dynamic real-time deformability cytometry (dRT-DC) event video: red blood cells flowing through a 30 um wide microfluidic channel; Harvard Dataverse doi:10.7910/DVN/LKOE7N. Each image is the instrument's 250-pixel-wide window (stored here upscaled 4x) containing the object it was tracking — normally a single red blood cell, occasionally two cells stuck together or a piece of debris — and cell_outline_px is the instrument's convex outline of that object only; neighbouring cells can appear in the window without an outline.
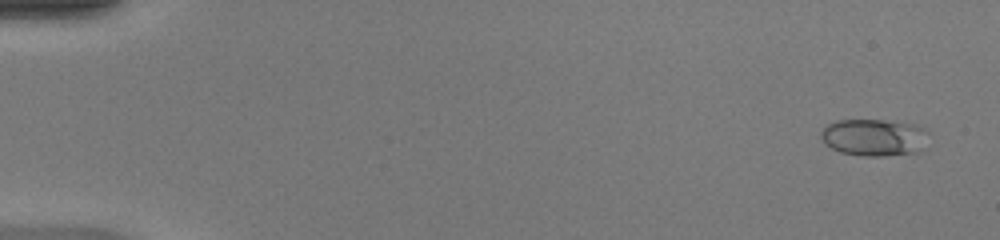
{"species": "common noctule bat (a hibernating species)", "species_latin": "Nyctalus noctula", "temperature_condition": "warm", "stored_images_in_passage": 24, "camera_frame_rate_fps": 3000, "um_per_image_px": 0.085, "animal": {"sex": "female", "body_mass_g": 20.0, "forearm_length_mm": 54.0}, "frame": {"image": 1, "passage_image": 3, "time_ms": 0.667, "image_size_px": [1000, 240], "cell_outline_px": [[932, 132], [928, 148], [920, 152], [884, 156], [860, 156], [840, 152], [824, 144], [820, 136], [820, 132], [828, 124], [836, 120], [884, 120], [916, 124]], "centroid_in_image_um": [74.42, 11.69], "position_along_channel_um": 10.6, "area_um2": 24.16}}
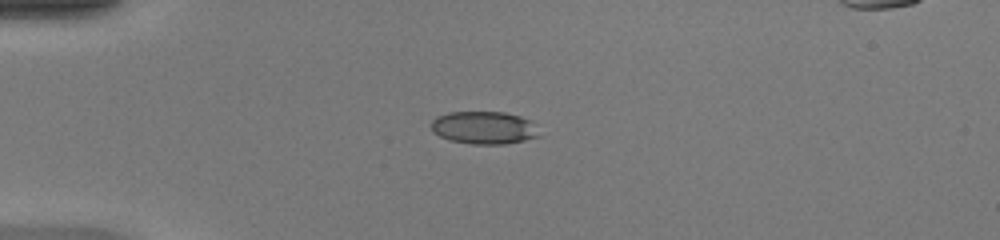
{"frame": {"image": 2, "passage_image": 14, "time_ms": 4.333, "image_size_px": [1000, 240], "cell_outline_px": [[540, 136], [524, 140], [504, 144], [472, 144], [448, 140], [432, 132], [428, 124], [436, 116], [448, 112], [504, 112], [520, 116], [532, 120]], "centroid_in_image_um": [41.09, 10.85], "position_along_channel_um": 43.9, "area_um2": 20.87}}